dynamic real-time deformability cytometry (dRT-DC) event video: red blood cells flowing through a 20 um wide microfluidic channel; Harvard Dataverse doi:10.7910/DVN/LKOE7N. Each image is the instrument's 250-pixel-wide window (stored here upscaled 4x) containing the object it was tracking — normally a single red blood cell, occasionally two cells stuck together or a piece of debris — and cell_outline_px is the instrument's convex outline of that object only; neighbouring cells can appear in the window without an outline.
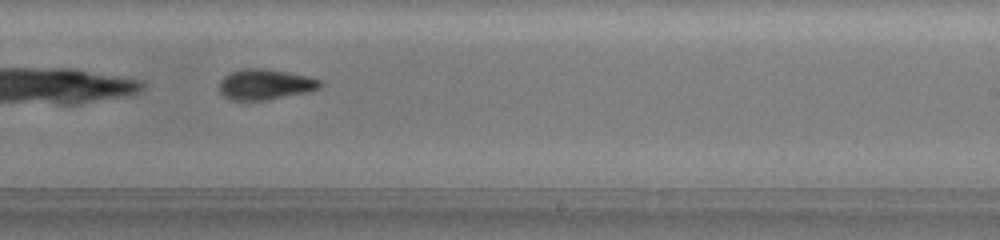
{"species": "common noctule bat (a hibernating species)", "species_latin": "Nyctalus noctula", "temperature_condition": "warm", "stored_images_in_passage": 28, "camera_frame_rate_fps": 3000, "um_per_image_px": 0.085, "animal": {"sex": "female", "body_mass_g": 19.5, "forearm_length_mm": 54.1}, "frame": {"image": 1, "passage_image": 20, "time_ms": 13.0, "image_size_px": [1000, 240], "cell_outline_px": [[324, 84], [320, 88], [304, 92], [268, 100], [232, 100], [224, 96], [220, 92], [220, 80], [224, 76], [232, 72], [244, 68], [268, 68], [308, 76], [320, 80]], "centroid_in_image_um": [22.55, 7.16], "position_along_channel_um": 266.5, "area_um2": 17.92}, "authors_computed_cell_mechanics": {"area_um2": 18.1492, "velocity_mm_per_s": 3.518, "shape_relaxation_time_tau1_ms": 4.629, "shape_relaxation_time_tau2_ms": 2.621, "deformation_change_tau1": 0.1822, "deformation_change_tau2": 0.0887}}